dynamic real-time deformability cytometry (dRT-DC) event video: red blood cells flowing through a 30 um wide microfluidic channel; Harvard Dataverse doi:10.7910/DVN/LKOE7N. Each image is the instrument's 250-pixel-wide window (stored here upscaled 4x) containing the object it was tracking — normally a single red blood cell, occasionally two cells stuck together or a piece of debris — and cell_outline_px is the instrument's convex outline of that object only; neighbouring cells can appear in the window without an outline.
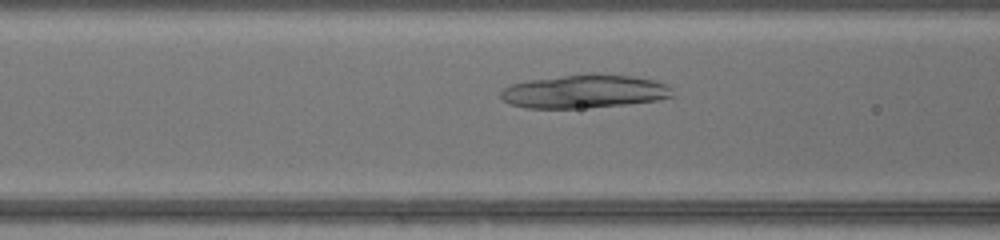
{"species": "common noctule bat (a hibernating species)", "species_latin": "Nyctalus noctula", "temperature_condition": "warm", "stored_images_in_passage": 41, "camera_frame_rate_fps": 3000, "um_per_image_px": 0.085, "animal": {"sex": "female", "body_mass_g": 17.0, "forearm_length_mm": 48.0}, "frame": {"image": 1, "passage_image": 13, "time_ms": 4.0, "image_size_px": [1000, 240], "cell_outline_px": [[672, 96], [656, 100], [624, 104], [588, 108], [524, 108], [508, 104], [500, 96], [500, 92], [504, 88], [512, 84], [528, 80], [588, 72], [632, 76], [656, 80], [664, 84], [668, 88]], "centroid_in_image_um": [49.6, 7.76], "position_along_channel_um": 117.0, "area_um2": 33.52}}
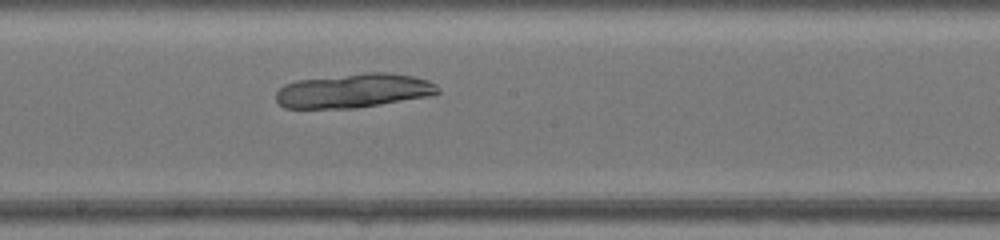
{"frame": {"image": 2, "passage_image": 20, "time_ms": 6.333, "image_size_px": [1000, 240], "cell_outline_px": [[440, 92], [428, 96], [356, 108], [284, 108], [276, 100], [276, 92], [284, 84], [296, 80], [364, 72], [388, 72], [412, 76], [428, 80], [436, 84], [440, 88]], "centroid_in_image_um": [30.05, 7.7], "position_along_channel_um": 218.1, "area_um2": 32.31}}
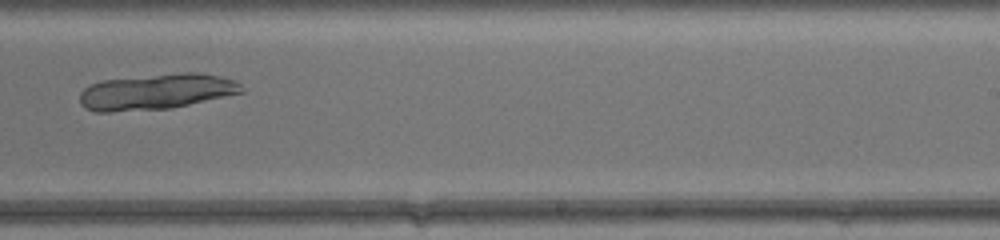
{"frame": {"image": 3, "passage_image": 24, "time_ms": 7.667, "image_size_px": [1000, 240], "cell_outline_px": [[244, 92], [172, 108], [112, 112], [96, 112], [84, 108], [80, 104], [80, 92], [84, 88], [92, 84], [104, 80], [180, 72], [196, 72], [220, 76], [232, 80], [240, 84]], "centroid_in_image_um": [13.26, 7.8], "position_along_channel_um": 275.7, "area_um2": 33.64}}